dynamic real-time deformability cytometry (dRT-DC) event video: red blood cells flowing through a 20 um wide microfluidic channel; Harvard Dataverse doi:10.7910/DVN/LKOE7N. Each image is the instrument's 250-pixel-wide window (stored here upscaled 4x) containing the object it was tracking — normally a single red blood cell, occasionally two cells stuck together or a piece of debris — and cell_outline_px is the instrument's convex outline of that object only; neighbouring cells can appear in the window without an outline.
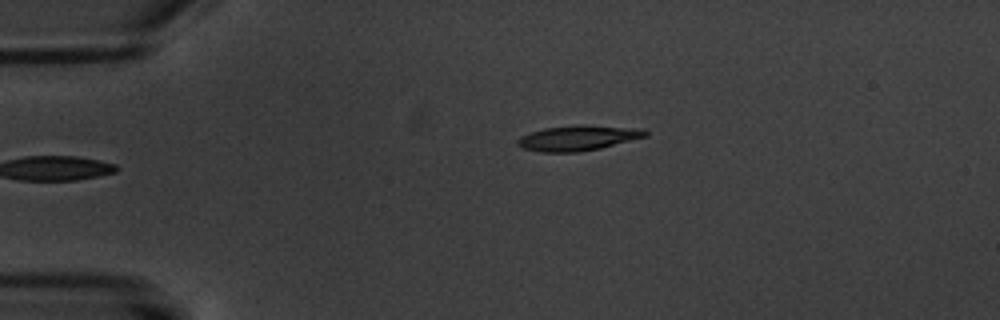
{"species": "common noctule bat (a hibernating species)", "species_latin": "Nyctalus noctula", "temperature_condition": "warm", "stored_images_in_passage": 3, "camera_frame_rate_fps": 3000, "um_per_image_px": 0.085, "animal": {"sex": "male", "body_mass_g": 20.1, "forearm_length_mm": 53.5}, "frame": {"image": 1, "passage_image": 3, "time_ms": 3.333, "image_size_px": [1000, 320], "cell_outline_px": [[648, 136], [600, 148], [576, 152], [540, 152], [520, 148], [516, 144], [516, 140], [520, 136], [544, 128], [572, 124], [584, 124], [644, 128], [648, 132]], "centroid_in_image_um": [49.13, 11.71], "position_along_channel_um": 35.9, "area_um2": 19.19}}